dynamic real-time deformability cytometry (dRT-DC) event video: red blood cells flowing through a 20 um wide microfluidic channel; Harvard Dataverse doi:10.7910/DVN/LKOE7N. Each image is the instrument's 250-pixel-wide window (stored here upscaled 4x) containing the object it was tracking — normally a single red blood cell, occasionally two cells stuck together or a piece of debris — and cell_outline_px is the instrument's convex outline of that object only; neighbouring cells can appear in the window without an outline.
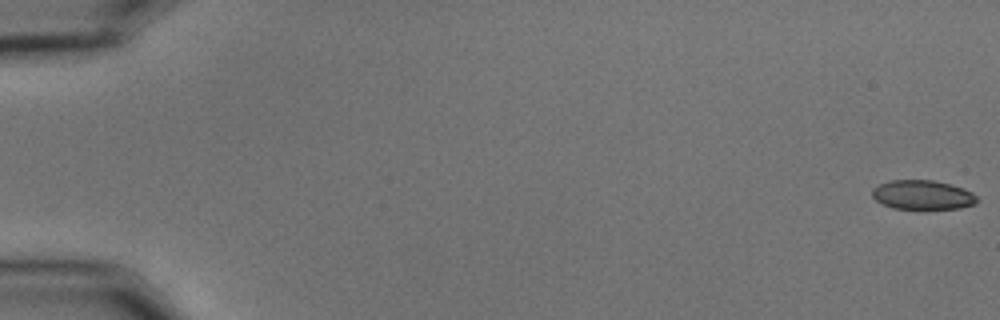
{"species": "common noctule bat (a hibernating species)", "species_latin": "Nyctalus noctula", "temperature_condition": "cold", "stored_images_in_passage": 57, "camera_frame_rate_fps": 3000, "um_per_image_px": 0.085, "animal": {"sex": "male", "body_mass_g": 15.6}, "frame": {"image": 1, "passage_image": 1, "time_ms": 0.0, "image_size_px": [1000, 320], "cell_outline_px": [[976, 204], [960, 208], [892, 208], [876, 200], [872, 196], [872, 188], [888, 180], [932, 180], [964, 188], [972, 192], [976, 196]], "centroid_in_image_um": [78.41, 16.55], "position_along_channel_um": 6.6, "area_um2": 17.69}}
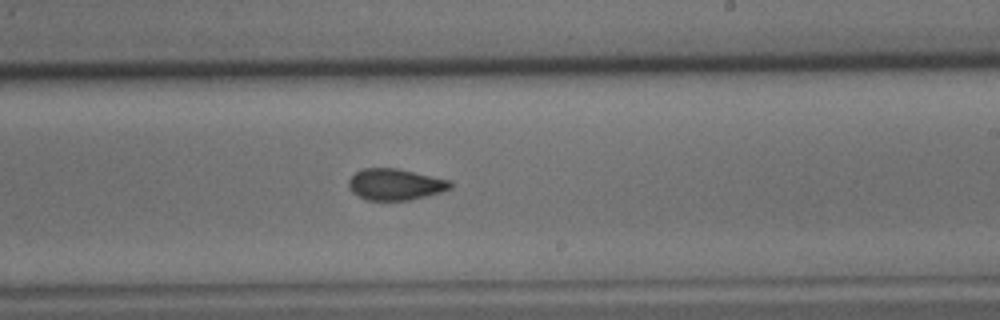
{"frame": {"image": 2, "passage_image": 35, "time_ms": 11.333, "image_size_px": [1000, 320], "cell_outline_px": [[452, 188], [428, 196], [408, 200], [368, 200], [352, 192], [348, 188], [348, 180], [356, 172], [364, 168], [396, 168], [452, 180]], "centroid_in_image_um": [33.62, 15.67], "position_along_channel_um": 255.4, "area_um2": 18.61}}
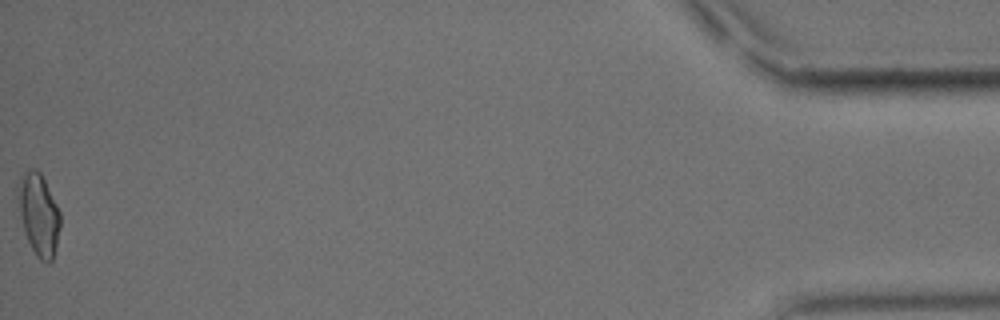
{"frame": {"image": 3, "passage_image": 57, "time_ms": 18.667, "image_size_px": [1000, 320], "cell_outline_px": [[60, 228], [52, 260], [48, 264], [40, 260], [36, 256], [28, 240], [24, 228], [16, 196], [16, 188], [20, 176], [28, 168], [36, 168], [40, 172], [60, 212]], "centroid_in_image_um": [3.27, 18.19], "position_along_channel_um": 431.9, "area_um2": 20.06}, "authors_computed_cell_mechanics": {"area_um2": 18.9584, "velocity_mm_per_s": 3.6251, "shape_relaxation_time_tau1_ms": 10.4757, "shape_relaxation_time_tau2_ms": 2.0169, "deformation_change_tau1": 0.1851, "deformation_change_tau2": 0.0672}}